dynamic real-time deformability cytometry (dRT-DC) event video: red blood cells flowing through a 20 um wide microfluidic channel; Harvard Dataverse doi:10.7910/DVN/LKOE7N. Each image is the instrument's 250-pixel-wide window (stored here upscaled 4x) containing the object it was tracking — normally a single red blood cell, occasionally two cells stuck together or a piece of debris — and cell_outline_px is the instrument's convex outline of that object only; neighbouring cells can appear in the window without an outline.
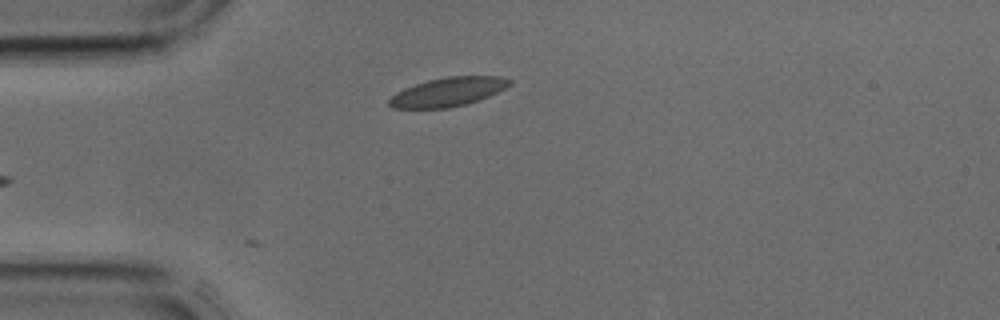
{"species": "common noctule bat (a hibernating species)", "species_latin": "Nyctalus noctula", "temperature_condition": "cold", "stored_images_in_passage": 3, "camera_frame_rate_fps": 3000, "um_per_image_px": 0.085, "animal": {"sex": "male", "body_mass_g": 17.9, "forearm_length_mm": 54.2}, "frame": {"image": 1, "passage_image": 3, "time_ms": 0.667, "image_size_px": [1000, 320], "cell_outline_px": [[512, 84], [488, 96], [468, 104], [448, 108], [392, 108], [388, 104], [388, 100], [396, 92], [404, 88], [428, 80], [448, 76], [504, 76], [512, 80]], "centroid_in_image_um": [38.09, 7.81], "position_along_channel_um": 46.9, "area_um2": 20.29}}